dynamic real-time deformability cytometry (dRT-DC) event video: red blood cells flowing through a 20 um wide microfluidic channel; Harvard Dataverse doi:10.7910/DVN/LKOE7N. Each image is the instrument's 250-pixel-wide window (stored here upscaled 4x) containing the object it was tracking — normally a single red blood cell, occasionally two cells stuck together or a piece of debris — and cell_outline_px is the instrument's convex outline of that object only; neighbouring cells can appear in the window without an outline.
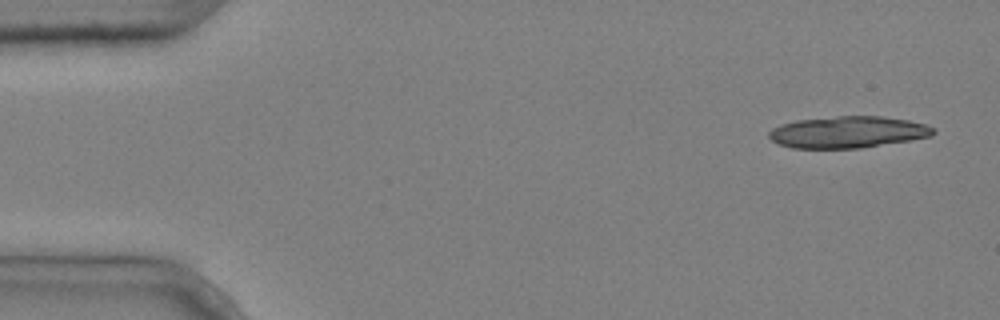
{"species": "common noctule bat (a hibernating species)", "species_latin": "Nyctalus noctula", "temperature_condition": "cold", "stored_images_in_passage": 4, "camera_frame_rate_fps": 3000, "um_per_image_px": 0.085, "animal": {"sex": "male", "body_mass_g": 20.4}, "frame": {"image": 1, "passage_image": 1, "time_ms": 0.0, "image_size_px": [1000, 320], "cell_outline_px": [[936, 132], [932, 136], [912, 140], [860, 148], [792, 148], [780, 144], [772, 140], [768, 136], [768, 132], [772, 128], [780, 124], [796, 120], [836, 116], [884, 116], [908, 120], [924, 124], [936, 128]], "centroid_in_image_um": [72.09, 11.22], "position_along_channel_um": 12.9, "area_um2": 30.52}}